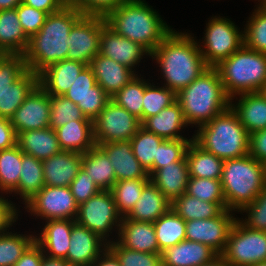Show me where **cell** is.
<instances>
[{"mask_svg":"<svg viewBox=\"0 0 266 266\" xmlns=\"http://www.w3.org/2000/svg\"><path fill=\"white\" fill-rule=\"evenodd\" d=\"M172 30L151 52L166 81L165 87L176 94L193 82L208 66L197 40L189 33Z\"/></svg>","mask_w":266,"mask_h":266,"instance_id":"cell-1","label":"cell"},{"mask_svg":"<svg viewBox=\"0 0 266 266\" xmlns=\"http://www.w3.org/2000/svg\"><path fill=\"white\" fill-rule=\"evenodd\" d=\"M82 16L75 7H63L48 14L41 29L29 39L23 55L27 69L39 74L47 66L66 60L70 30Z\"/></svg>","mask_w":266,"mask_h":266,"instance_id":"cell-2","label":"cell"},{"mask_svg":"<svg viewBox=\"0 0 266 266\" xmlns=\"http://www.w3.org/2000/svg\"><path fill=\"white\" fill-rule=\"evenodd\" d=\"M104 18L115 33L139 43L150 53L173 30L144 0H126Z\"/></svg>","mask_w":266,"mask_h":266,"instance_id":"cell-3","label":"cell"},{"mask_svg":"<svg viewBox=\"0 0 266 266\" xmlns=\"http://www.w3.org/2000/svg\"><path fill=\"white\" fill-rule=\"evenodd\" d=\"M188 125L202 126L230 106L219 73L215 67H208L186 88L177 93Z\"/></svg>","mask_w":266,"mask_h":266,"instance_id":"cell-4","label":"cell"},{"mask_svg":"<svg viewBox=\"0 0 266 266\" xmlns=\"http://www.w3.org/2000/svg\"><path fill=\"white\" fill-rule=\"evenodd\" d=\"M226 209L240 211L252 203L266 185V164L249 154L224 160L221 176Z\"/></svg>","mask_w":266,"mask_h":266,"instance_id":"cell-5","label":"cell"},{"mask_svg":"<svg viewBox=\"0 0 266 266\" xmlns=\"http://www.w3.org/2000/svg\"><path fill=\"white\" fill-rule=\"evenodd\" d=\"M198 129L193 140L218 158L226 160L249 154L250 134L231 106Z\"/></svg>","mask_w":266,"mask_h":266,"instance_id":"cell-6","label":"cell"},{"mask_svg":"<svg viewBox=\"0 0 266 266\" xmlns=\"http://www.w3.org/2000/svg\"><path fill=\"white\" fill-rule=\"evenodd\" d=\"M215 68L230 102L239 94L261 92L266 82V54L244 44Z\"/></svg>","mask_w":266,"mask_h":266,"instance_id":"cell-7","label":"cell"},{"mask_svg":"<svg viewBox=\"0 0 266 266\" xmlns=\"http://www.w3.org/2000/svg\"><path fill=\"white\" fill-rule=\"evenodd\" d=\"M233 21L216 17L209 20L206 25L204 40L199 49L208 67H215L224 59L230 57L243 44V31L239 30Z\"/></svg>","mask_w":266,"mask_h":266,"instance_id":"cell-8","label":"cell"},{"mask_svg":"<svg viewBox=\"0 0 266 266\" xmlns=\"http://www.w3.org/2000/svg\"><path fill=\"white\" fill-rule=\"evenodd\" d=\"M231 266H251L266 261V232L247 228L237 219L220 255Z\"/></svg>","mask_w":266,"mask_h":266,"instance_id":"cell-9","label":"cell"},{"mask_svg":"<svg viewBox=\"0 0 266 266\" xmlns=\"http://www.w3.org/2000/svg\"><path fill=\"white\" fill-rule=\"evenodd\" d=\"M122 218L111 192L100 191L79 205L76 222L97 234L108 244L109 232L112 233V229L119 231Z\"/></svg>","mask_w":266,"mask_h":266,"instance_id":"cell-10","label":"cell"},{"mask_svg":"<svg viewBox=\"0 0 266 266\" xmlns=\"http://www.w3.org/2000/svg\"><path fill=\"white\" fill-rule=\"evenodd\" d=\"M141 127L140 120L112 99L93 120L94 139L99 144L130 140Z\"/></svg>","mask_w":266,"mask_h":266,"instance_id":"cell-11","label":"cell"},{"mask_svg":"<svg viewBox=\"0 0 266 266\" xmlns=\"http://www.w3.org/2000/svg\"><path fill=\"white\" fill-rule=\"evenodd\" d=\"M28 212L43 220H76L79 205L76 203L69 187L45 185L26 204Z\"/></svg>","mask_w":266,"mask_h":266,"instance_id":"cell-12","label":"cell"},{"mask_svg":"<svg viewBox=\"0 0 266 266\" xmlns=\"http://www.w3.org/2000/svg\"><path fill=\"white\" fill-rule=\"evenodd\" d=\"M105 25L102 16L83 15L70 30L67 59L89 65L99 53L100 34Z\"/></svg>","mask_w":266,"mask_h":266,"instance_id":"cell-13","label":"cell"},{"mask_svg":"<svg viewBox=\"0 0 266 266\" xmlns=\"http://www.w3.org/2000/svg\"><path fill=\"white\" fill-rule=\"evenodd\" d=\"M231 210L224 209L218 216L204 220L186 221V239L203 243L221 255L230 231L238 219Z\"/></svg>","mask_w":266,"mask_h":266,"instance_id":"cell-14","label":"cell"},{"mask_svg":"<svg viewBox=\"0 0 266 266\" xmlns=\"http://www.w3.org/2000/svg\"><path fill=\"white\" fill-rule=\"evenodd\" d=\"M63 96L77 104L84 116L91 120H94L111 100V97L96 83L89 65L81 71Z\"/></svg>","mask_w":266,"mask_h":266,"instance_id":"cell-15","label":"cell"},{"mask_svg":"<svg viewBox=\"0 0 266 266\" xmlns=\"http://www.w3.org/2000/svg\"><path fill=\"white\" fill-rule=\"evenodd\" d=\"M10 120L16 135L50 127V95L38 84Z\"/></svg>","mask_w":266,"mask_h":266,"instance_id":"cell-16","label":"cell"},{"mask_svg":"<svg viewBox=\"0 0 266 266\" xmlns=\"http://www.w3.org/2000/svg\"><path fill=\"white\" fill-rule=\"evenodd\" d=\"M99 54L109 57L132 70L141 62L144 55H151V53L139 43L122 37L107 25L101 30Z\"/></svg>","mask_w":266,"mask_h":266,"instance_id":"cell-17","label":"cell"},{"mask_svg":"<svg viewBox=\"0 0 266 266\" xmlns=\"http://www.w3.org/2000/svg\"><path fill=\"white\" fill-rule=\"evenodd\" d=\"M107 245L97 234L75 222L65 260L68 264L93 266V263L107 249Z\"/></svg>","mask_w":266,"mask_h":266,"instance_id":"cell-18","label":"cell"},{"mask_svg":"<svg viewBox=\"0 0 266 266\" xmlns=\"http://www.w3.org/2000/svg\"><path fill=\"white\" fill-rule=\"evenodd\" d=\"M96 83L110 96H114L138 74L123 64L101 54H97L90 62ZM135 71V73H134Z\"/></svg>","mask_w":266,"mask_h":266,"instance_id":"cell-19","label":"cell"},{"mask_svg":"<svg viewBox=\"0 0 266 266\" xmlns=\"http://www.w3.org/2000/svg\"><path fill=\"white\" fill-rule=\"evenodd\" d=\"M108 156L114 167L116 181L150 178L146 169L134 156L130 140L98 145Z\"/></svg>","mask_w":266,"mask_h":266,"instance_id":"cell-20","label":"cell"},{"mask_svg":"<svg viewBox=\"0 0 266 266\" xmlns=\"http://www.w3.org/2000/svg\"><path fill=\"white\" fill-rule=\"evenodd\" d=\"M82 153L62 150L42 161L47 186L69 187L82 166Z\"/></svg>","mask_w":266,"mask_h":266,"instance_id":"cell-21","label":"cell"},{"mask_svg":"<svg viewBox=\"0 0 266 266\" xmlns=\"http://www.w3.org/2000/svg\"><path fill=\"white\" fill-rule=\"evenodd\" d=\"M87 65L75 60H61L39 73V85L49 94L63 96Z\"/></svg>","mask_w":266,"mask_h":266,"instance_id":"cell-22","label":"cell"},{"mask_svg":"<svg viewBox=\"0 0 266 266\" xmlns=\"http://www.w3.org/2000/svg\"><path fill=\"white\" fill-rule=\"evenodd\" d=\"M118 242L131 250L161 254L153 223L123 217L118 231Z\"/></svg>","mask_w":266,"mask_h":266,"instance_id":"cell-23","label":"cell"},{"mask_svg":"<svg viewBox=\"0 0 266 266\" xmlns=\"http://www.w3.org/2000/svg\"><path fill=\"white\" fill-rule=\"evenodd\" d=\"M75 222L76 220L71 219L46 221L40 236H35V242L41 247L45 256L61 259L67 257L72 227Z\"/></svg>","mask_w":266,"mask_h":266,"instance_id":"cell-24","label":"cell"},{"mask_svg":"<svg viewBox=\"0 0 266 266\" xmlns=\"http://www.w3.org/2000/svg\"><path fill=\"white\" fill-rule=\"evenodd\" d=\"M218 256L209 246L187 239L161 253L162 266H203Z\"/></svg>","mask_w":266,"mask_h":266,"instance_id":"cell-25","label":"cell"},{"mask_svg":"<svg viewBox=\"0 0 266 266\" xmlns=\"http://www.w3.org/2000/svg\"><path fill=\"white\" fill-rule=\"evenodd\" d=\"M189 178V168L184 157L181 161L157 169L150 176V181L172 203L186 193Z\"/></svg>","mask_w":266,"mask_h":266,"instance_id":"cell-26","label":"cell"},{"mask_svg":"<svg viewBox=\"0 0 266 266\" xmlns=\"http://www.w3.org/2000/svg\"><path fill=\"white\" fill-rule=\"evenodd\" d=\"M55 133L65 151L84 154L96 145L93 120H72L55 129Z\"/></svg>","mask_w":266,"mask_h":266,"instance_id":"cell-27","label":"cell"},{"mask_svg":"<svg viewBox=\"0 0 266 266\" xmlns=\"http://www.w3.org/2000/svg\"><path fill=\"white\" fill-rule=\"evenodd\" d=\"M17 144L24 154L45 160L62 151L55 130L51 127L21 132Z\"/></svg>","mask_w":266,"mask_h":266,"instance_id":"cell-28","label":"cell"},{"mask_svg":"<svg viewBox=\"0 0 266 266\" xmlns=\"http://www.w3.org/2000/svg\"><path fill=\"white\" fill-rule=\"evenodd\" d=\"M237 104L230 102L249 134L266 129V97L261 92L239 94Z\"/></svg>","mask_w":266,"mask_h":266,"instance_id":"cell-29","label":"cell"},{"mask_svg":"<svg viewBox=\"0 0 266 266\" xmlns=\"http://www.w3.org/2000/svg\"><path fill=\"white\" fill-rule=\"evenodd\" d=\"M141 126L165 140L187 139L180 129L188 126L180 104L176 101L159 114L147 118Z\"/></svg>","mask_w":266,"mask_h":266,"instance_id":"cell-30","label":"cell"},{"mask_svg":"<svg viewBox=\"0 0 266 266\" xmlns=\"http://www.w3.org/2000/svg\"><path fill=\"white\" fill-rule=\"evenodd\" d=\"M29 38L20 24L16 8L0 10V53L24 55Z\"/></svg>","mask_w":266,"mask_h":266,"instance_id":"cell-31","label":"cell"},{"mask_svg":"<svg viewBox=\"0 0 266 266\" xmlns=\"http://www.w3.org/2000/svg\"><path fill=\"white\" fill-rule=\"evenodd\" d=\"M171 209V202L150 181L143 189L141 197L135 204L127 219L154 223Z\"/></svg>","mask_w":266,"mask_h":266,"instance_id":"cell-32","label":"cell"},{"mask_svg":"<svg viewBox=\"0 0 266 266\" xmlns=\"http://www.w3.org/2000/svg\"><path fill=\"white\" fill-rule=\"evenodd\" d=\"M81 168L101 191H110L117 182L107 154L97 145L82 155Z\"/></svg>","mask_w":266,"mask_h":266,"instance_id":"cell-33","label":"cell"},{"mask_svg":"<svg viewBox=\"0 0 266 266\" xmlns=\"http://www.w3.org/2000/svg\"><path fill=\"white\" fill-rule=\"evenodd\" d=\"M185 158L190 177L221 179L224 160L204 150L194 140L189 144Z\"/></svg>","mask_w":266,"mask_h":266,"instance_id":"cell-34","label":"cell"},{"mask_svg":"<svg viewBox=\"0 0 266 266\" xmlns=\"http://www.w3.org/2000/svg\"><path fill=\"white\" fill-rule=\"evenodd\" d=\"M39 84V74L27 69L0 97V117L11 119L25 98Z\"/></svg>","mask_w":266,"mask_h":266,"instance_id":"cell-35","label":"cell"},{"mask_svg":"<svg viewBox=\"0 0 266 266\" xmlns=\"http://www.w3.org/2000/svg\"><path fill=\"white\" fill-rule=\"evenodd\" d=\"M171 209L184 221L204 220L218 216L226 209V203L204 202L184 193L171 203Z\"/></svg>","mask_w":266,"mask_h":266,"instance_id":"cell-36","label":"cell"},{"mask_svg":"<svg viewBox=\"0 0 266 266\" xmlns=\"http://www.w3.org/2000/svg\"><path fill=\"white\" fill-rule=\"evenodd\" d=\"M44 174L42 161L22 152L21 172L18 184V190L15 192L20 195L26 204L43 187Z\"/></svg>","mask_w":266,"mask_h":266,"instance_id":"cell-37","label":"cell"},{"mask_svg":"<svg viewBox=\"0 0 266 266\" xmlns=\"http://www.w3.org/2000/svg\"><path fill=\"white\" fill-rule=\"evenodd\" d=\"M153 225L161 252L186 239V221L172 209L156 220Z\"/></svg>","mask_w":266,"mask_h":266,"instance_id":"cell-38","label":"cell"},{"mask_svg":"<svg viewBox=\"0 0 266 266\" xmlns=\"http://www.w3.org/2000/svg\"><path fill=\"white\" fill-rule=\"evenodd\" d=\"M22 151L18 144L0 151V192L12 194L18 190ZM3 191V192H2Z\"/></svg>","mask_w":266,"mask_h":266,"instance_id":"cell-39","label":"cell"},{"mask_svg":"<svg viewBox=\"0 0 266 266\" xmlns=\"http://www.w3.org/2000/svg\"><path fill=\"white\" fill-rule=\"evenodd\" d=\"M149 182L150 178H137L118 181L113 185L110 192L122 217H126L131 212Z\"/></svg>","mask_w":266,"mask_h":266,"instance_id":"cell-40","label":"cell"},{"mask_svg":"<svg viewBox=\"0 0 266 266\" xmlns=\"http://www.w3.org/2000/svg\"><path fill=\"white\" fill-rule=\"evenodd\" d=\"M11 226L12 224L0 233V266H14L35 241V236L33 235L9 232Z\"/></svg>","mask_w":266,"mask_h":266,"instance_id":"cell-41","label":"cell"},{"mask_svg":"<svg viewBox=\"0 0 266 266\" xmlns=\"http://www.w3.org/2000/svg\"><path fill=\"white\" fill-rule=\"evenodd\" d=\"M149 82L137 75L118 91L111 99L118 105L135 115L142 124V104L145 87Z\"/></svg>","mask_w":266,"mask_h":266,"instance_id":"cell-42","label":"cell"},{"mask_svg":"<svg viewBox=\"0 0 266 266\" xmlns=\"http://www.w3.org/2000/svg\"><path fill=\"white\" fill-rule=\"evenodd\" d=\"M149 83L144 90L142 104V123L149 117L159 114L164 108L177 100V94L169 88Z\"/></svg>","mask_w":266,"mask_h":266,"instance_id":"cell-43","label":"cell"},{"mask_svg":"<svg viewBox=\"0 0 266 266\" xmlns=\"http://www.w3.org/2000/svg\"><path fill=\"white\" fill-rule=\"evenodd\" d=\"M162 137L147 131L142 126L137 133L130 139L134 156L139 163L148 171L156 157L157 147L164 141Z\"/></svg>","mask_w":266,"mask_h":266,"instance_id":"cell-44","label":"cell"},{"mask_svg":"<svg viewBox=\"0 0 266 266\" xmlns=\"http://www.w3.org/2000/svg\"><path fill=\"white\" fill-rule=\"evenodd\" d=\"M243 31L244 45L266 54V8H255Z\"/></svg>","mask_w":266,"mask_h":266,"instance_id":"cell-45","label":"cell"},{"mask_svg":"<svg viewBox=\"0 0 266 266\" xmlns=\"http://www.w3.org/2000/svg\"><path fill=\"white\" fill-rule=\"evenodd\" d=\"M72 120H91L80 108L65 96L50 95V127L57 129Z\"/></svg>","mask_w":266,"mask_h":266,"instance_id":"cell-46","label":"cell"},{"mask_svg":"<svg viewBox=\"0 0 266 266\" xmlns=\"http://www.w3.org/2000/svg\"><path fill=\"white\" fill-rule=\"evenodd\" d=\"M193 137L190 139L164 140L158 147L153 166L147 171L149 177L163 166L173 162L181 161Z\"/></svg>","mask_w":266,"mask_h":266,"instance_id":"cell-47","label":"cell"},{"mask_svg":"<svg viewBox=\"0 0 266 266\" xmlns=\"http://www.w3.org/2000/svg\"><path fill=\"white\" fill-rule=\"evenodd\" d=\"M186 194L204 202L226 203L220 179L190 177Z\"/></svg>","mask_w":266,"mask_h":266,"instance_id":"cell-48","label":"cell"},{"mask_svg":"<svg viewBox=\"0 0 266 266\" xmlns=\"http://www.w3.org/2000/svg\"><path fill=\"white\" fill-rule=\"evenodd\" d=\"M107 248L117 257L121 266H162L161 254L131 250L117 240L110 241Z\"/></svg>","mask_w":266,"mask_h":266,"instance_id":"cell-49","label":"cell"},{"mask_svg":"<svg viewBox=\"0 0 266 266\" xmlns=\"http://www.w3.org/2000/svg\"><path fill=\"white\" fill-rule=\"evenodd\" d=\"M27 70L23 55H4L0 59V97Z\"/></svg>","mask_w":266,"mask_h":266,"instance_id":"cell-50","label":"cell"},{"mask_svg":"<svg viewBox=\"0 0 266 266\" xmlns=\"http://www.w3.org/2000/svg\"><path fill=\"white\" fill-rule=\"evenodd\" d=\"M248 213L247 219L239 221L249 229L266 232V185L259 196L249 205L243 207L239 212Z\"/></svg>","mask_w":266,"mask_h":266,"instance_id":"cell-51","label":"cell"},{"mask_svg":"<svg viewBox=\"0 0 266 266\" xmlns=\"http://www.w3.org/2000/svg\"><path fill=\"white\" fill-rule=\"evenodd\" d=\"M17 15L26 36L30 39L45 23L48 14L42 10L35 9L24 3L16 7Z\"/></svg>","mask_w":266,"mask_h":266,"instance_id":"cell-52","label":"cell"},{"mask_svg":"<svg viewBox=\"0 0 266 266\" xmlns=\"http://www.w3.org/2000/svg\"><path fill=\"white\" fill-rule=\"evenodd\" d=\"M69 188L78 205L88 201L101 191L82 168L69 185Z\"/></svg>","mask_w":266,"mask_h":266,"instance_id":"cell-53","label":"cell"},{"mask_svg":"<svg viewBox=\"0 0 266 266\" xmlns=\"http://www.w3.org/2000/svg\"><path fill=\"white\" fill-rule=\"evenodd\" d=\"M126 0H82L75 8L83 15L105 17Z\"/></svg>","mask_w":266,"mask_h":266,"instance_id":"cell-54","label":"cell"},{"mask_svg":"<svg viewBox=\"0 0 266 266\" xmlns=\"http://www.w3.org/2000/svg\"><path fill=\"white\" fill-rule=\"evenodd\" d=\"M249 155L266 164V129L250 134Z\"/></svg>","mask_w":266,"mask_h":266,"instance_id":"cell-55","label":"cell"},{"mask_svg":"<svg viewBox=\"0 0 266 266\" xmlns=\"http://www.w3.org/2000/svg\"><path fill=\"white\" fill-rule=\"evenodd\" d=\"M17 207L8 201L5 196H0V233L3 232L8 226L15 223L18 218Z\"/></svg>","mask_w":266,"mask_h":266,"instance_id":"cell-56","label":"cell"},{"mask_svg":"<svg viewBox=\"0 0 266 266\" xmlns=\"http://www.w3.org/2000/svg\"><path fill=\"white\" fill-rule=\"evenodd\" d=\"M44 256L43 250L34 241L14 266H41Z\"/></svg>","mask_w":266,"mask_h":266,"instance_id":"cell-57","label":"cell"},{"mask_svg":"<svg viewBox=\"0 0 266 266\" xmlns=\"http://www.w3.org/2000/svg\"><path fill=\"white\" fill-rule=\"evenodd\" d=\"M17 144V135L10 119L0 117V151Z\"/></svg>","mask_w":266,"mask_h":266,"instance_id":"cell-58","label":"cell"},{"mask_svg":"<svg viewBox=\"0 0 266 266\" xmlns=\"http://www.w3.org/2000/svg\"><path fill=\"white\" fill-rule=\"evenodd\" d=\"M22 3L35 9L42 10L47 14L56 13L64 7L60 0H22Z\"/></svg>","mask_w":266,"mask_h":266,"instance_id":"cell-59","label":"cell"},{"mask_svg":"<svg viewBox=\"0 0 266 266\" xmlns=\"http://www.w3.org/2000/svg\"><path fill=\"white\" fill-rule=\"evenodd\" d=\"M93 266H121L117 257L107 248L99 258L93 263Z\"/></svg>","mask_w":266,"mask_h":266,"instance_id":"cell-60","label":"cell"},{"mask_svg":"<svg viewBox=\"0 0 266 266\" xmlns=\"http://www.w3.org/2000/svg\"><path fill=\"white\" fill-rule=\"evenodd\" d=\"M68 262L65 259L61 258H51L44 256L41 266H67Z\"/></svg>","mask_w":266,"mask_h":266,"instance_id":"cell-61","label":"cell"},{"mask_svg":"<svg viewBox=\"0 0 266 266\" xmlns=\"http://www.w3.org/2000/svg\"><path fill=\"white\" fill-rule=\"evenodd\" d=\"M22 0H0V10L14 9Z\"/></svg>","mask_w":266,"mask_h":266,"instance_id":"cell-62","label":"cell"},{"mask_svg":"<svg viewBox=\"0 0 266 266\" xmlns=\"http://www.w3.org/2000/svg\"><path fill=\"white\" fill-rule=\"evenodd\" d=\"M203 266H231L227 263L220 255L216 257L212 262L205 264Z\"/></svg>","mask_w":266,"mask_h":266,"instance_id":"cell-63","label":"cell"},{"mask_svg":"<svg viewBox=\"0 0 266 266\" xmlns=\"http://www.w3.org/2000/svg\"><path fill=\"white\" fill-rule=\"evenodd\" d=\"M82 0H62L64 7H76Z\"/></svg>","mask_w":266,"mask_h":266,"instance_id":"cell-64","label":"cell"},{"mask_svg":"<svg viewBox=\"0 0 266 266\" xmlns=\"http://www.w3.org/2000/svg\"><path fill=\"white\" fill-rule=\"evenodd\" d=\"M258 2L260 3L259 5H257L258 8H266V0H258Z\"/></svg>","mask_w":266,"mask_h":266,"instance_id":"cell-65","label":"cell"},{"mask_svg":"<svg viewBox=\"0 0 266 266\" xmlns=\"http://www.w3.org/2000/svg\"><path fill=\"white\" fill-rule=\"evenodd\" d=\"M251 266H266V261L265 262H260V263H257V264H253Z\"/></svg>","mask_w":266,"mask_h":266,"instance_id":"cell-66","label":"cell"},{"mask_svg":"<svg viewBox=\"0 0 266 266\" xmlns=\"http://www.w3.org/2000/svg\"><path fill=\"white\" fill-rule=\"evenodd\" d=\"M261 93L266 97V82L263 89L261 90Z\"/></svg>","mask_w":266,"mask_h":266,"instance_id":"cell-67","label":"cell"},{"mask_svg":"<svg viewBox=\"0 0 266 266\" xmlns=\"http://www.w3.org/2000/svg\"><path fill=\"white\" fill-rule=\"evenodd\" d=\"M67 266H82V265L68 264Z\"/></svg>","mask_w":266,"mask_h":266,"instance_id":"cell-68","label":"cell"},{"mask_svg":"<svg viewBox=\"0 0 266 266\" xmlns=\"http://www.w3.org/2000/svg\"><path fill=\"white\" fill-rule=\"evenodd\" d=\"M5 54H3V53H0V59L4 56Z\"/></svg>","mask_w":266,"mask_h":266,"instance_id":"cell-69","label":"cell"}]
</instances>
